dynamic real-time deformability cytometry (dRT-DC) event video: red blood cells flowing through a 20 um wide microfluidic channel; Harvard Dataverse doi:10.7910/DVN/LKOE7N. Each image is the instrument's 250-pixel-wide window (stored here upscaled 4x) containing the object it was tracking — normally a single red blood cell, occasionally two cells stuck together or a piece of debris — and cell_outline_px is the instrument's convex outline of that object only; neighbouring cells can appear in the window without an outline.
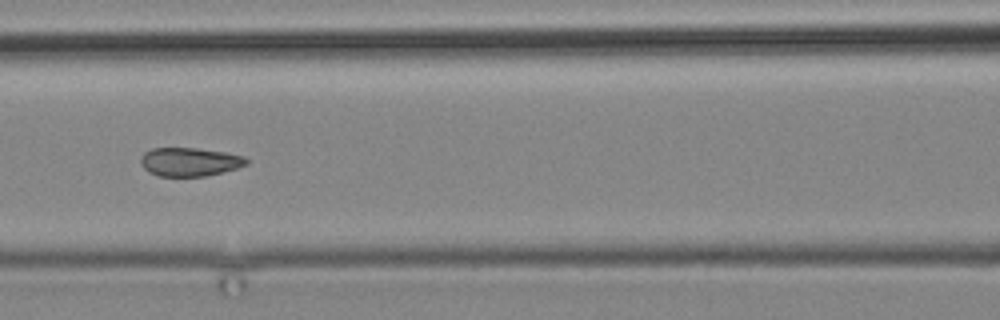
{"species": "common noctule bat (a hibernating species)", "species_latin": "Nyctalus noctula", "temperature_condition": "cold", "stored_images_in_passage": 9, "camera_frame_rate_fps": 3000, "um_per_image_px": 0.085, "animal": {"sex": "male", "body_mass_g": 19.2, "forearm_length_mm": 51.8}, "frame": {"image": 1, "passage_image": 8, "time_ms": 8.333, "image_size_px": [1000, 320], "cell_outline_px": [[248, 164], [236, 168], [204, 176], [156, 176], [148, 172], [144, 168], [140, 160], [140, 156], [144, 152], [152, 148], [196, 148], [224, 152], [244, 156], [248, 160]], "centroid_in_image_um": [16.08, 13.75], "position_along_channel_um": 150.5, "area_um2": 17.57}}
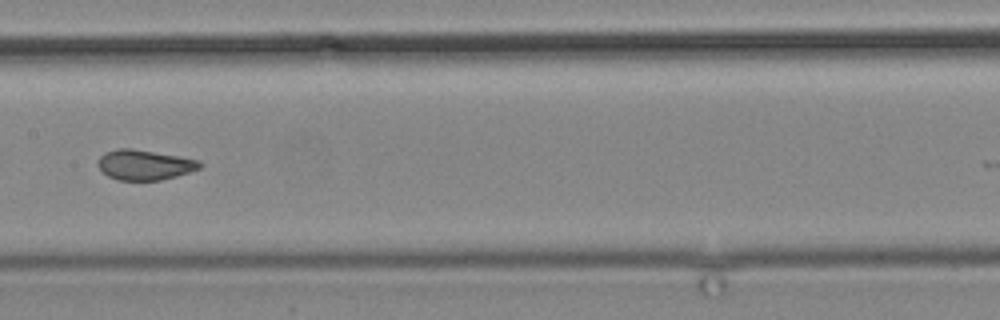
{"frame": {"image": 2, "passage_image": 9, "time_ms": 9.667, "image_size_px": [1000, 320], "cell_outline_px": [[204, 164], [200, 168], [176, 176], [160, 180], [116, 180], [108, 176], [96, 164], [100, 156], [104, 152], [116, 148], [132, 148], [180, 156], [200, 160]], "centroid_in_image_um": [12.28, 14.0], "position_along_channel_um": 195.1, "area_um2": 18.03}}